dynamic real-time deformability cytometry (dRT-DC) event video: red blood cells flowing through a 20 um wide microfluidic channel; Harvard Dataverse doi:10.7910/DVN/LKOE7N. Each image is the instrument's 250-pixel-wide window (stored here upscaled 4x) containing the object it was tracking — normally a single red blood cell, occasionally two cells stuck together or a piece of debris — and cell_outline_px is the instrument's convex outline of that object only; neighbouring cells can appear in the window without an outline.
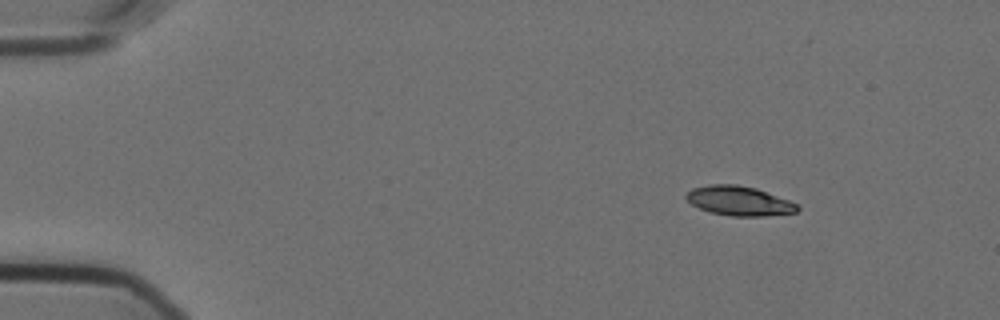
{"species": "Egyptian fruit bat (a non-hibernating species)", "species_latin": "Rousettus aegyptiacus", "temperature_condition": "cold", "stored_images_in_passage": 50, "camera_frame_rate_fps": 3000, "um_per_image_px": 0.085, "animal": {"sex": "female"}, "frame": {"image": 1, "passage_image": 1, "time_ms": 0.0, "image_size_px": [1000, 320], "cell_outline_px": [[800, 208], [796, 212], [764, 216], [732, 216], [712, 212], [700, 208], [692, 204], [684, 196], [692, 188], [708, 184], [736, 184], [756, 188], [800, 204]], "centroid_in_image_um": [62.85, 17.06], "position_along_channel_um": 22.2, "area_um2": 19.07}}
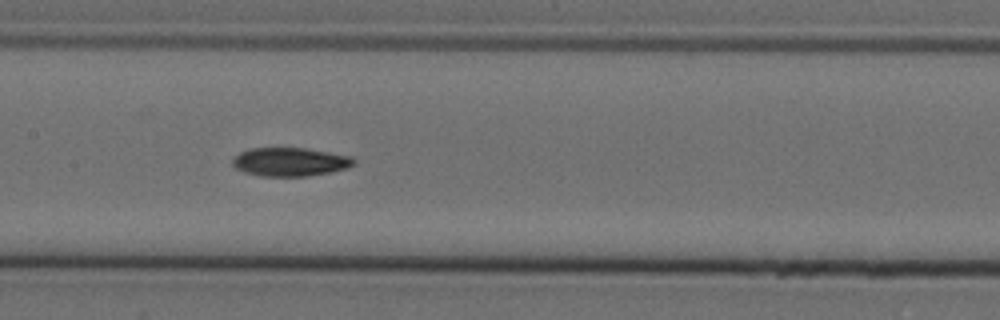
{"frame": {"image": 2, "passage_image": 22, "time_ms": 7.0, "image_size_px": [1000, 320], "cell_outline_px": [[356, 164], [348, 168], [328, 172], [304, 176], [260, 176], [244, 172], [236, 168], [232, 164], [232, 160], [240, 152], [248, 148], [304, 148], [352, 156], [356, 160]], "centroid_in_image_um": [24.66, 13.75], "position_along_channel_um": 182.7, "area_um2": 20.17}}
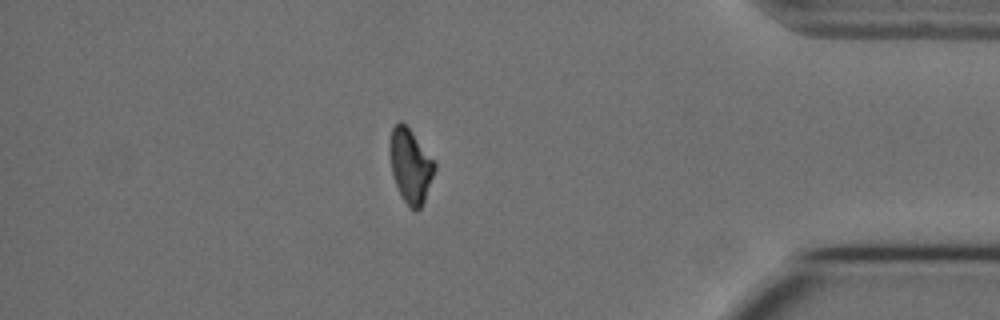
{"frame": {"image": 3, "passage_image": 43, "time_ms": 14.0, "image_size_px": [1000, 320], "cell_outline_px": [[436, 168], [424, 200], [420, 208], [416, 212], [404, 200], [396, 184], [392, 172], [392, 128], [400, 120], [412, 132], [436, 160]], "centroid_in_image_um": [34.96, 14.1], "position_along_channel_um": 400.2, "area_um2": 18.61}, "authors_computed_cell_mechanics": {"area_um2": 20.1433, "velocity_mm_per_s": 3.5638, "shape_relaxation_time_tau1_ms": 5.831, "shape_relaxation_time_tau2_ms": 8.5924, "deformation_change_tau1": 0.1677, "deformation_change_tau2": 0.1309}}